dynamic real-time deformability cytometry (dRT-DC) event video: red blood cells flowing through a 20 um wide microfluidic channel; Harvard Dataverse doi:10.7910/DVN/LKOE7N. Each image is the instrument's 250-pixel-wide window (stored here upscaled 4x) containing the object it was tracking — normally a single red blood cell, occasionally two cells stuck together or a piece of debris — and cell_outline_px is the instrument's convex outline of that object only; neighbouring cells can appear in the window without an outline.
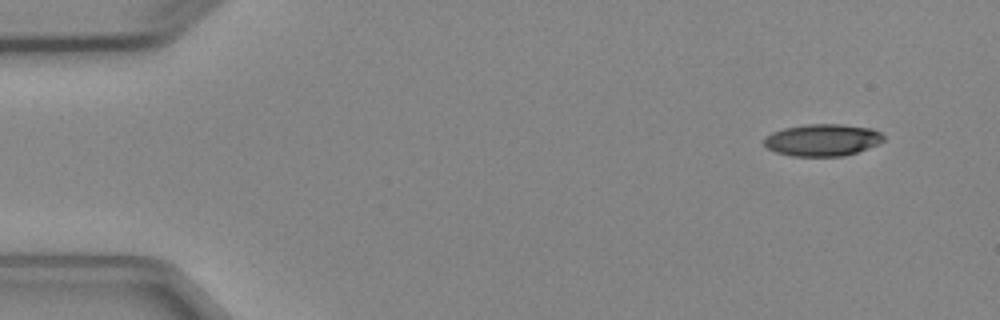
{"species": "Egyptian fruit bat (a non-hibernating species)", "species_latin": "Rousettus aegyptiacus", "temperature_condition": "cold", "stored_images_in_passage": 5, "segment_of_instrument_passage": [1, 2], "camera_frame_rate_fps": 3000, "um_per_image_px": 0.085, "animal": {"sex": "female"}, "frame": {"image": 1, "passage_image": 1, "time_ms": 0.0, "image_size_px": [1000, 320], "cell_outline_px": [[884, 140], [876, 144], [856, 152], [844, 156], [792, 156], [776, 152], [768, 148], [764, 144], [764, 136], [772, 132], [784, 128], [808, 124], [844, 124], [872, 128], [880, 132], [884, 136]], "centroid_in_image_um": [69.89, 11.89], "position_along_channel_um": 15.1, "area_um2": 22.25}}
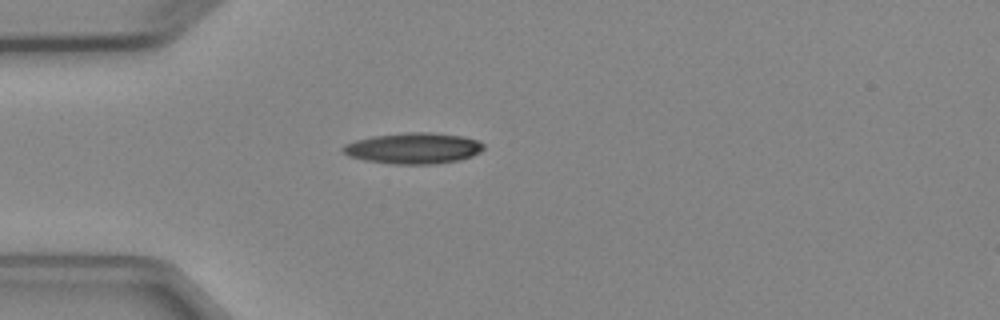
{"frame": {"image": 2, "passage_image": 4, "time_ms": 3.333, "image_size_px": [1000, 320], "cell_outline_px": [[484, 148], [480, 152], [472, 156], [460, 160], [436, 164], [392, 164], [364, 160], [348, 156], [340, 152], [340, 148], [344, 144], [356, 140], [372, 136], [408, 132], [428, 132], [460, 136], [476, 140], [484, 144]], "centroid_in_image_um": [35.09, 12.61], "position_along_channel_um": 49.9, "area_um2": 25.55}}